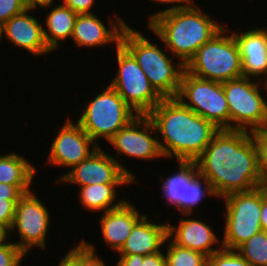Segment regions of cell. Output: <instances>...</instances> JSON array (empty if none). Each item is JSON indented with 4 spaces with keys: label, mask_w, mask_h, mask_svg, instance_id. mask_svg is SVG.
Instances as JSON below:
<instances>
[{
    "label": "cell",
    "mask_w": 267,
    "mask_h": 266,
    "mask_svg": "<svg viewBox=\"0 0 267 266\" xmlns=\"http://www.w3.org/2000/svg\"><path fill=\"white\" fill-rule=\"evenodd\" d=\"M64 5L71 8L77 14H90L95 0H61Z\"/></svg>",
    "instance_id": "obj_35"
},
{
    "label": "cell",
    "mask_w": 267,
    "mask_h": 266,
    "mask_svg": "<svg viewBox=\"0 0 267 266\" xmlns=\"http://www.w3.org/2000/svg\"><path fill=\"white\" fill-rule=\"evenodd\" d=\"M18 201L19 199H5V201H0V226L8 232L14 221L15 208Z\"/></svg>",
    "instance_id": "obj_32"
},
{
    "label": "cell",
    "mask_w": 267,
    "mask_h": 266,
    "mask_svg": "<svg viewBox=\"0 0 267 266\" xmlns=\"http://www.w3.org/2000/svg\"><path fill=\"white\" fill-rule=\"evenodd\" d=\"M35 193L32 190L19 199L15 208L14 221L9 231V237L13 235L12 232H18L20 240L14 241V243L26 255L35 246L38 249H46V238L51 222L47 206Z\"/></svg>",
    "instance_id": "obj_13"
},
{
    "label": "cell",
    "mask_w": 267,
    "mask_h": 266,
    "mask_svg": "<svg viewBox=\"0 0 267 266\" xmlns=\"http://www.w3.org/2000/svg\"><path fill=\"white\" fill-rule=\"evenodd\" d=\"M31 191V186H13L0 183V201H5V199H20L24 194Z\"/></svg>",
    "instance_id": "obj_33"
},
{
    "label": "cell",
    "mask_w": 267,
    "mask_h": 266,
    "mask_svg": "<svg viewBox=\"0 0 267 266\" xmlns=\"http://www.w3.org/2000/svg\"><path fill=\"white\" fill-rule=\"evenodd\" d=\"M139 211L126 200L121 206L106 211L99 217L104 242L113 252L118 254L134 225L145 215Z\"/></svg>",
    "instance_id": "obj_20"
},
{
    "label": "cell",
    "mask_w": 267,
    "mask_h": 266,
    "mask_svg": "<svg viewBox=\"0 0 267 266\" xmlns=\"http://www.w3.org/2000/svg\"><path fill=\"white\" fill-rule=\"evenodd\" d=\"M27 255L9 239L0 245V266H21Z\"/></svg>",
    "instance_id": "obj_29"
},
{
    "label": "cell",
    "mask_w": 267,
    "mask_h": 266,
    "mask_svg": "<svg viewBox=\"0 0 267 266\" xmlns=\"http://www.w3.org/2000/svg\"><path fill=\"white\" fill-rule=\"evenodd\" d=\"M59 129L56 138L53 137L50 154L46 159L50 166L71 169L100 147L77 122H73L72 118L68 117Z\"/></svg>",
    "instance_id": "obj_15"
},
{
    "label": "cell",
    "mask_w": 267,
    "mask_h": 266,
    "mask_svg": "<svg viewBox=\"0 0 267 266\" xmlns=\"http://www.w3.org/2000/svg\"><path fill=\"white\" fill-rule=\"evenodd\" d=\"M236 251L251 266H267V231H260L240 245Z\"/></svg>",
    "instance_id": "obj_25"
},
{
    "label": "cell",
    "mask_w": 267,
    "mask_h": 266,
    "mask_svg": "<svg viewBox=\"0 0 267 266\" xmlns=\"http://www.w3.org/2000/svg\"><path fill=\"white\" fill-rule=\"evenodd\" d=\"M194 3L154 18L148 28L166 45V51L186 65L196 51L225 26Z\"/></svg>",
    "instance_id": "obj_3"
},
{
    "label": "cell",
    "mask_w": 267,
    "mask_h": 266,
    "mask_svg": "<svg viewBox=\"0 0 267 266\" xmlns=\"http://www.w3.org/2000/svg\"><path fill=\"white\" fill-rule=\"evenodd\" d=\"M9 238V232L0 226V245L5 243Z\"/></svg>",
    "instance_id": "obj_41"
},
{
    "label": "cell",
    "mask_w": 267,
    "mask_h": 266,
    "mask_svg": "<svg viewBox=\"0 0 267 266\" xmlns=\"http://www.w3.org/2000/svg\"><path fill=\"white\" fill-rule=\"evenodd\" d=\"M144 256L140 254L120 255L116 266H142Z\"/></svg>",
    "instance_id": "obj_38"
},
{
    "label": "cell",
    "mask_w": 267,
    "mask_h": 266,
    "mask_svg": "<svg viewBox=\"0 0 267 266\" xmlns=\"http://www.w3.org/2000/svg\"><path fill=\"white\" fill-rule=\"evenodd\" d=\"M224 232L222 247L236 250L261 228V186L248 192L224 196Z\"/></svg>",
    "instance_id": "obj_8"
},
{
    "label": "cell",
    "mask_w": 267,
    "mask_h": 266,
    "mask_svg": "<svg viewBox=\"0 0 267 266\" xmlns=\"http://www.w3.org/2000/svg\"><path fill=\"white\" fill-rule=\"evenodd\" d=\"M142 266H167L165 253L163 250L153 254L145 255Z\"/></svg>",
    "instance_id": "obj_37"
},
{
    "label": "cell",
    "mask_w": 267,
    "mask_h": 266,
    "mask_svg": "<svg viewBox=\"0 0 267 266\" xmlns=\"http://www.w3.org/2000/svg\"><path fill=\"white\" fill-rule=\"evenodd\" d=\"M207 266H251L236 250L221 248L209 256Z\"/></svg>",
    "instance_id": "obj_28"
},
{
    "label": "cell",
    "mask_w": 267,
    "mask_h": 266,
    "mask_svg": "<svg viewBox=\"0 0 267 266\" xmlns=\"http://www.w3.org/2000/svg\"><path fill=\"white\" fill-rule=\"evenodd\" d=\"M240 77L223 82L229 113L230 129L251 131L267 125V97L261 92L266 82Z\"/></svg>",
    "instance_id": "obj_7"
},
{
    "label": "cell",
    "mask_w": 267,
    "mask_h": 266,
    "mask_svg": "<svg viewBox=\"0 0 267 266\" xmlns=\"http://www.w3.org/2000/svg\"><path fill=\"white\" fill-rule=\"evenodd\" d=\"M59 3L54 7V3L41 7L43 9L52 7V9H49V12L45 16L46 18L44 24L46 26H43L44 39L48 48L52 52L61 47L60 41L63 43V41L65 42L66 39H71L75 21L78 15L71 8L67 7L61 2Z\"/></svg>",
    "instance_id": "obj_22"
},
{
    "label": "cell",
    "mask_w": 267,
    "mask_h": 266,
    "mask_svg": "<svg viewBox=\"0 0 267 266\" xmlns=\"http://www.w3.org/2000/svg\"><path fill=\"white\" fill-rule=\"evenodd\" d=\"M147 115L161 135L163 156L176 161H195L219 130L177 98H164Z\"/></svg>",
    "instance_id": "obj_2"
},
{
    "label": "cell",
    "mask_w": 267,
    "mask_h": 266,
    "mask_svg": "<svg viewBox=\"0 0 267 266\" xmlns=\"http://www.w3.org/2000/svg\"><path fill=\"white\" fill-rule=\"evenodd\" d=\"M80 266H107L102 258L96 253V247L91 242L81 239L80 241Z\"/></svg>",
    "instance_id": "obj_30"
},
{
    "label": "cell",
    "mask_w": 267,
    "mask_h": 266,
    "mask_svg": "<svg viewBox=\"0 0 267 266\" xmlns=\"http://www.w3.org/2000/svg\"><path fill=\"white\" fill-rule=\"evenodd\" d=\"M37 172L33 163L17 152L0 155V183L13 186H32Z\"/></svg>",
    "instance_id": "obj_24"
},
{
    "label": "cell",
    "mask_w": 267,
    "mask_h": 266,
    "mask_svg": "<svg viewBox=\"0 0 267 266\" xmlns=\"http://www.w3.org/2000/svg\"><path fill=\"white\" fill-rule=\"evenodd\" d=\"M178 223V226L168 224V238L177 246L200 252L207 257L222 248V242L212 230L211 225L204 221L188 217L179 219ZM217 243L220 247L216 245ZM214 245L217 246L215 249Z\"/></svg>",
    "instance_id": "obj_19"
},
{
    "label": "cell",
    "mask_w": 267,
    "mask_h": 266,
    "mask_svg": "<svg viewBox=\"0 0 267 266\" xmlns=\"http://www.w3.org/2000/svg\"><path fill=\"white\" fill-rule=\"evenodd\" d=\"M232 33L240 49L243 76L267 82V28L256 26Z\"/></svg>",
    "instance_id": "obj_18"
},
{
    "label": "cell",
    "mask_w": 267,
    "mask_h": 266,
    "mask_svg": "<svg viewBox=\"0 0 267 266\" xmlns=\"http://www.w3.org/2000/svg\"><path fill=\"white\" fill-rule=\"evenodd\" d=\"M60 259L58 266H80V243L70 249Z\"/></svg>",
    "instance_id": "obj_36"
},
{
    "label": "cell",
    "mask_w": 267,
    "mask_h": 266,
    "mask_svg": "<svg viewBox=\"0 0 267 266\" xmlns=\"http://www.w3.org/2000/svg\"><path fill=\"white\" fill-rule=\"evenodd\" d=\"M151 1H154L155 3H161V4H173L172 6L170 7H166L162 10H159L157 13H153L149 16V20H148V24L156 17L164 14V13H167V12H171V11H174V10H178V9H183V8H186V7H189L191 5H193L195 2L194 0H151Z\"/></svg>",
    "instance_id": "obj_34"
},
{
    "label": "cell",
    "mask_w": 267,
    "mask_h": 266,
    "mask_svg": "<svg viewBox=\"0 0 267 266\" xmlns=\"http://www.w3.org/2000/svg\"><path fill=\"white\" fill-rule=\"evenodd\" d=\"M34 10L27 8L0 26V42L5 36L9 43L38 57L50 54L52 51L44 39L42 22H39L33 14L31 15Z\"/></svg>",
    "instance_id": "obj_17"
},
{
    "label": "cell",
    "mask_w": 267,
    "mask_h": 266,
    "mask_svg": "<svg viewBox=\"0 0 267 266\" xmlns=\"http://www.w3.org/2000/svg\"><path fill=\"white\" fill-rule=\"evenodd\" d=\"M178 170L166 178L160 177L162 197L168 207L178 210L182 216H193L195 207L207 196L217 197L211 183L198 173L195 161L178 160ZM207 195V196H206Z\"/></svg>",
    "instance_id": "obj_11"
},
{
    "label": "cell",
    "mask_w": 267,
    "mask_h": 266,
    "mask_svg": "<svg viewBox=\"0 0 267 266\" xmlns=\"http://www.w3.org/2000/svg\"><path fill=\"white\" fill-rule=\"evenodd\" d=\"M195 163L219 199L264 185L256 147L246 130H218Z\"/></svg>",
    "instance_id": "obj_1"
},
{
    "label": "cell",
    "mask_w": 267,
    "mask_h": 266,
    "mask_svg": "<svg viewBox=\"0 0 267 266\" xmlns=\"http://www.w3.org/2000/svg\"><path fill=\"white\" fill-rule=\"evenodd\" d=\"M155 132V133H154ZM156 135V128L148 115H138L128 125L121 128L109 141V144L116 150L114 158L121 169L129 175L135 183V175L127 167L123 166L118 158L120 155H126L129 158H135L144 161L164 158L160 146L159 137Z\"/></svg>",
    "instance_id": "obj_12"
},
{
    "label": "cell",
    "mask_w": 267,
    "mask_h": 266,
    "mask_svg": "<svg viewBox=\"0 0 267 266\" xmlns=\"http://www.w3.org/2000/svg\"><path fill=\"white\" fill-rule=\"evenodd\" d=\"M56 183L78 186L93 184H133L135 181L119 166L114 156L100 146L87 159L57 177Z\"/></svg>",
    "instance_id": "obj_14"
},
{
    "label": "cell",
    "mask_w": 267,
    "mask_h": 266,
    "mask_svg": "<svg viewBox=\"0 0 267 266\" xmlns=\"http://www.w3.org/2000/svg\"><path fill=\"white\" fill-rule=\"evenodd\" d=\"M24 1L27 8L36 10H38L37 8L39 7L41 8L46 5H51L53 4V2H55V0H24Z\"/></svg>",
    "instance_id": "obj_40"
},
{
    "label": "cell",
    "mask_w": 267,
    "mask_h": 266,
    "mask_svg": "<svg viewBox=\"0 0 267 266\" xmlns=\"http://www.w3.org/2000/svg\"><path fill=\"white\" fill-rule=\"evenodd\" d=\"M176 98L217 129H230V113L223 83L197 78L184 71Z\"/></svg>",
    "instance_id": "obj_9"
},
{
    "label": "cell",
    "mask_w": 267,
    "mask_h": 266,
    "mask_svg": "<svg viewBox=\"0 0 267 266\" xmlns=\"http://www.w3.org/2000/svg\"><path fill=\"white\" fill-rule=\"evenodd\" d=\"M261 228L267 231V185L261 186Z\"/></svg>",
    "instance_id": "obj_39"
},
{
    "label": "cell",
    "mask_w": 267,
    "mask_h": 266,
    "mask_svg": "<svg viewBox=\"0 0 267 266\" xmlns=\"http://www.w3.org/2000/svg\"><path fill=\"white\" fill-rule=\"evenodd\" d=\"M266 83H267V82H266ZM264 89H265L264 91L267 92V86H264Z\"/></svg>",
    "instance_id": "obj_42"
},
{
    "label": "cell",
    "mask_w": 267,
    "mask_h": 266,
    "mask_svg": "<svg viewBox=\"0 0 267 266\" xmlns=\"http://www.w3.org/2000/svg\"><path fill=\"white\" fill-rule=\"evenodd\" d=\"M117 72L109 85L139 115H147L164 98L151 85L134 57L121 45L116 47Z\"/></svg>",
    "instance_id": "obj_10"
},
{
    "label": "cell",
    "mask_w": 267,
    "mask_h": 266,
    "mask_svg": "<svg viewBox=\"0 0 267 266\" xmlns=\"http://www.w3.org/2000/svg\"><path fill=\"white\" fill-rule=\"evenodd\" d=\"M120 44L134 57L148 80L163 98H176L185 65L166 54L159 44L153 43L142 32L129 24L123 29ZM159 45V46H158Z\"/></svg>",
    "instance_id": "obj_4"
},
{
    "label": "cell",
    "mask_w": 267,
    "mask_h": 266,
    "mask_svg": "<svg viewBox=\"0 0 267 266\" xmlns=\"http://www.w3.org/2000/svg\"><path fill=\"white\" fill-rule=\"evenodd\" d=\"M26 9L24 0H0V26Z\"/></svg>",
    "instance_id": "obj_31"
},
{
    "label": "cell",
    "mask_w": 267,
    "mask_h": 266,
    "mask_svg": "<svg viewBox=\"0 0 267 266\" xmlns=\"http://www.w3.org/2000/svg\"><path fill=\"white\" fill-rule=\"evenodd\" d=\"M114 19H110L108 27L95 13L78 14L71 39L77 47L97 48L120 44L123 29L128 23L114 12ZM115 21V22H113Z\"/></svg>",
    "instance_id": "obj_16"
},
{
    "label": "cell",
    "mask_w": 267,
    "mask_h": 266,
    "mask_svg": "<svg viewBox=\"0 0 267 266\" xmlns=\"http://www.w3.org/2000/svg\"><path fill=\"white\" fill-rule=\"evenodd\" d=\"M151 216L144 215L133 227L132 232L126 239L119 255H149L160 252L168 238V223H155L149 219Z\"/></svg>",
    "instance_id": "obj_21"
},
{
    "label": "cell",
    "mask_w": 267,
    "mask_h": 266,
    "mask_svg": "<svg viewBox=\"0 0 267 266\" xmlns=\"http://www.w3.org/2000/svg\"><path fill=\"white\" fill-rule=\"evenodd\" d=\"M168 242V243H167ZM167 266H207L208 257L200 252L177 246L169 238L166 239Z\"/></svg>",
    "instance_id": "obj_26"
},
{
    "label": "cell",
    "mask_w": 267,
    "mask_h": 266,
    "mask_svg": "<svg viewBox=\"0 0 267 266\" xmlns=\"http://www.w3.org/2000/svg\"><path fill=\"white\" fill-rule=\"evenodd\" d=\"M101 90L93 99L83 102V111L76 121L98 146V139L109 142L139 115L109 84Z\"/></svg>",
    "instance_id": "obj_6"
},
{
    "label": "cell",
    "mask_w": 267,
    "mask_h": 266,
    "mask_svg": "<svg viewBox=\"0 0 267 266\" xmlns=\"http://www.w3.org/2000/svg\"><path fill=\"white\" fill-rule=\"evenodd\" d=\"M130 184H93L80 187L77 194L79 202L84 209L90 212L109 211L121 206L127 199L116 201L117 188ZM116 201V202H115Z\"/></svg>",
    "instance_id": "obj_23"
},
{
    "label": "cell",
    "mask_w": 267,
    "mask_h": 266,
    "mask_svg": "<svg viewBox=\"0 0 267 266\" xmlns=\"http://www.w3.org/2000/svg\"><path fill=\"white\" fill-rule=\"evenodd\" d=\"M250 136L255 144L259 171L264 185H267V125L249 131Z\"/></svg>",
    "instance_id": "obj_27"
},
{
    "label": "cell",
    "mask_w": 267,
    "mask_h": 266,
    "mask_svg": "<svg viewBox=\"0 0 267 266\" xmlns=\"http://www.w3.org/2000/svg\"><path fill=\"white\" fill-rule=\"evenodd\" d=\"M231 30L224 27L203 44L185 65V71L221 83L243 77L240 49Z\"/></svg>",
    "instance_id": "obj_5"
}]
</instances>
